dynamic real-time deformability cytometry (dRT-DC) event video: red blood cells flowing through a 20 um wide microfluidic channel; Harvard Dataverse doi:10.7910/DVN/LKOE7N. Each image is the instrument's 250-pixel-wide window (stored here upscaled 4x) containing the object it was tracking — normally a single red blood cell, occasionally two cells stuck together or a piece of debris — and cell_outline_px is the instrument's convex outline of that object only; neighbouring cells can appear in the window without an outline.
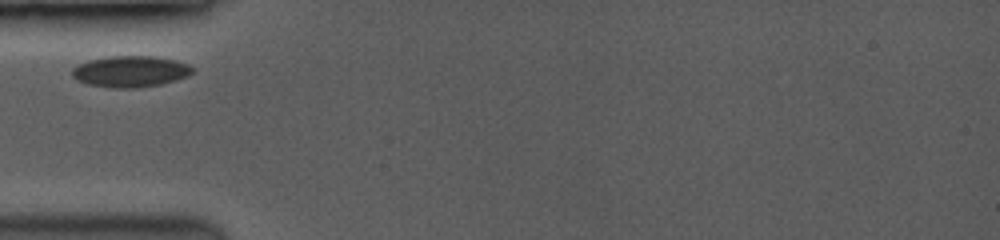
{"species": "common noctule bat (a hibernating species)", "species_latin": "Nyctalus noctula", "temperature_condition": "room temperature", "stored_images_in_passage": 4, "camera_frame_rate_fps": 3500, "um_per_image_px": 0.085, "animal": {"sex": "female", "body_mass_g": 19.0, "forearm_length_mm": 53.3}, "frame": {"image": 1, "passage_image": 1, "time_ms": 0.0, "image_size_px": [1000, 240], "cell_outline_px": [[196, 68], [192, 72], [184, 76], [160, 84], [132, 88], [116, 88], [88, 84], [76, 80], [72, 76], [72, 68], [88, 60], [108, 56], [152, 56], [176, 60], [188, 64]], "centroid_in_image_um": [11.05, 6.06], "position_along_channel_um": 73.9, "area_um2": 21.68}}
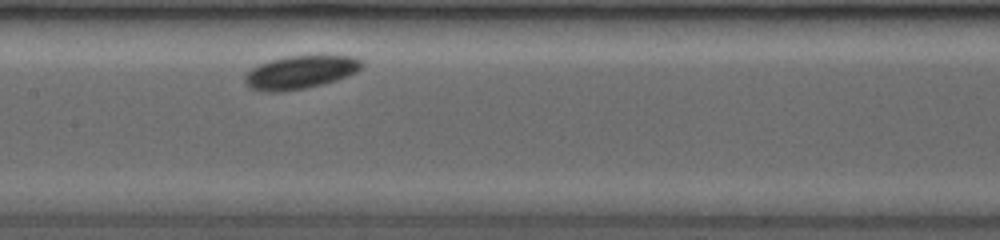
{"frame": {"image": 2, "passage_image": 4, "time_ms": 2.857, "image_size_px": [1000, 240], "cell_outline_px": [[364, 68], [356, 72], [336, 80], [304, 88], [276, 92], [268, 92], [252, 88], [244, 80], [244, 76], [252, 68], [268, 60], [284, 56], [352, 56], [364, 60]], "centroid_in_image_um": [25.56, 6.12], "position_along_channel_um": 181.8, "area_um2": 22.43}}